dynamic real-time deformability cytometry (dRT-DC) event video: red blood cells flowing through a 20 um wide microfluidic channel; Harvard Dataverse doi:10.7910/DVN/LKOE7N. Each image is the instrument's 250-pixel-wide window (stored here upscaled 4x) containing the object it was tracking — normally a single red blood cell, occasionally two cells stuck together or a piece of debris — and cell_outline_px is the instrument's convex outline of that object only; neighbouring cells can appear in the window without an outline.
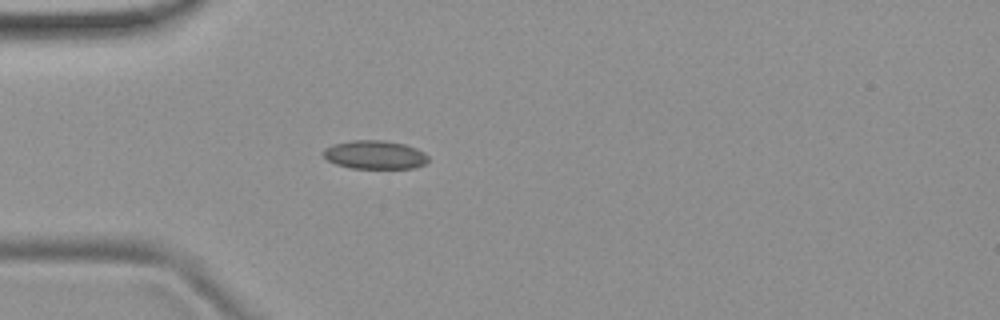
{"species": "common noctule bat (a hibernating species)", "species_latin": "Nyctalus noctula", "temperature_condition": "room temperature", "stored_images_in_passage": 2, "camera_frame_rate_fps": 3000, "um_per_image_px": 0.085, "animal": {"sex": "female", "body_mass_g": 19.9}, "frame": {"image": 1, "passage_image": 2, "time_ms": 0.333, "image_size_px": [1000, 320], "cell_outline_px": [[428, 160], [424, 164], [416, 168], [352, 168], [336, 164], [328, 160], [320, 152], [324, 148], [332, 144], [352, 140], [384, 140], [404, 144], [416, 148], [424, 152], [428, 156]], "centroid_in_image_um": [31.84, 13.15], "position_along_channel_um": 53.2, "area_um2": 17.57}}